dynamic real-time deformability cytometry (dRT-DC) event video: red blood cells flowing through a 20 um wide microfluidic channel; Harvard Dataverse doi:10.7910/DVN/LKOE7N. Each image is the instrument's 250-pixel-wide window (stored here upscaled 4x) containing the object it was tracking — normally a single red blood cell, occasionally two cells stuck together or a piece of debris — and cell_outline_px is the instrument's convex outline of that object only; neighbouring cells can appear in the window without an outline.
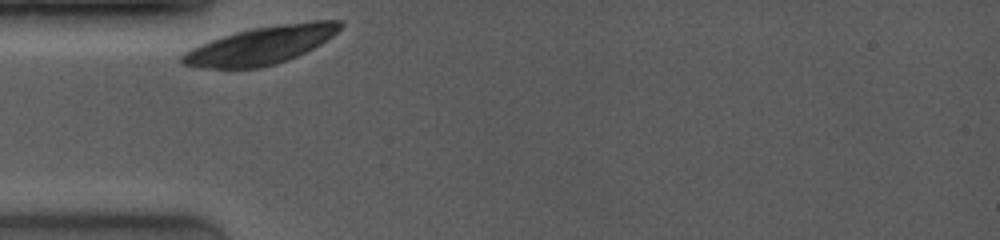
{"species": "common noctule bat (a hibernating species)", "species_latin": "Nyctalus noctula", "temperature_condition": "room temperature", "stored_images_in_passage": 1, "camera_frame_rate_fps": 4000, "um_per_image_px": 0.085, "animal": {"sex": "female", "body_mass_g": 19.0, "forearm_length_mm": 53.3}, "frame": {"image": 1, "passage_image": 1, "time_ms": 0.0, "image_size_px": [1000, 240], "cell_outline_px": [[344, 24], [332, 36], [320, 44], [296, 56], [276, 64], [260, 68], [196, 68], [180, 64], [180, 56], [184, 52], [200, 44], [236, 32], [252, 28], [280, 24], [312, 20], [344, 20]], "centroid_in_image_um": [22.17, 3.85], "position_along_channel_um": 62.8, "area_um2": 34.68}}